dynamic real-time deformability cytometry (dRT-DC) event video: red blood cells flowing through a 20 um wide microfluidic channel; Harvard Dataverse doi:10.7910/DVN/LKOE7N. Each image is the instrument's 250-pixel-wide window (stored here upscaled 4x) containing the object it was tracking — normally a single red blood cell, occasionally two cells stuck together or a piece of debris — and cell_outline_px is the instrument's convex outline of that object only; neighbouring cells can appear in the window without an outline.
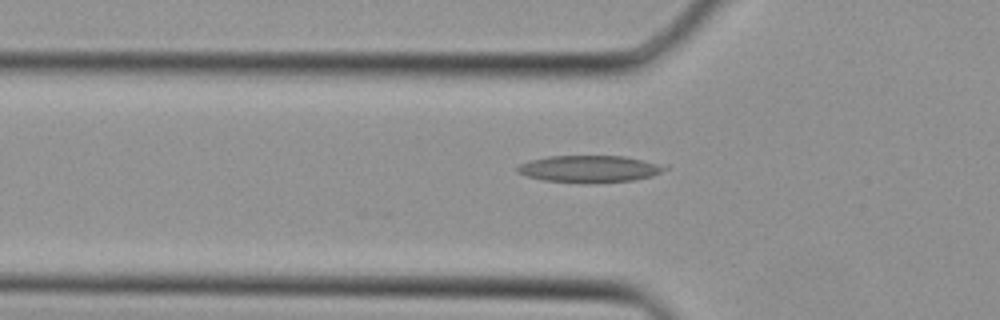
{"species": "Egyptian fruit bat (a non-hibernating species)", "species_latin": "Rousettus aegyptiacus", "temperature_condition": "cold", "stored_images_in_passage": 25, "camera_frame_rate_fps": 3000, "um_per_image_px": 0.085, "animal": {"sex": "female"}, "frame": {"image": 1, "passage_image": 3, "time_ms": 0.667, "image_size_px": [1000, 320], "cell_outline_px": [[668, 168], [652, 176], [632, 180], [592, 184], [544, 180], [528, 176], [516, 172], [516, 168], [520, 164], [528, 160], [548, 156], [624, 156], [668, 164]], "centroid_in_image_um": [50.14, 14.35], "position_along_channel_um": 75.7, "area_um2": 23.47}}
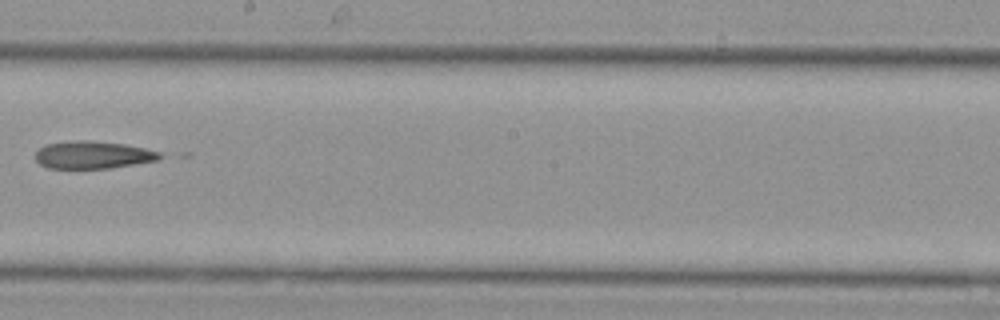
{"frame": {"image": 2, "passage_image": 12, "time_ms": 3.667, "image_size_px": [1000, 320], "cell_outline_px": [[164, 156], [156, 160], [108, 168], [48, 168], [40, 164], [36, 160], [36, 152], [44, 144], [76, 140], [88, 140], [124, 144], [144, 148], [160, 152]], "centroid_in_image_um": [7.87, 13.16], "position_along_channel_um": 240.3, "area_um2": 19.77}}
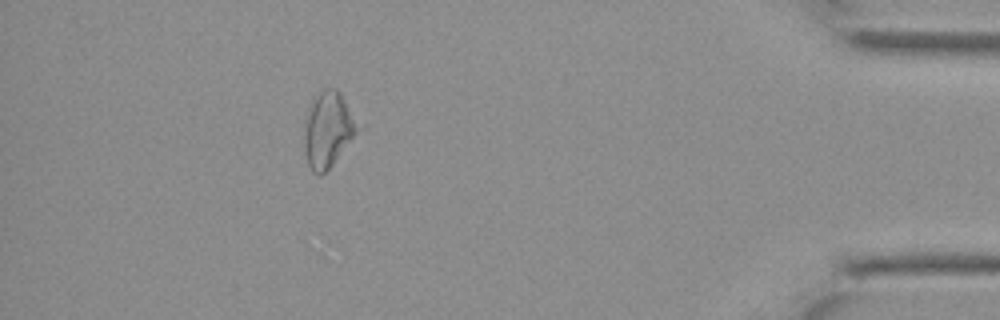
{"frame": {"image": 3, "passage_image": 24, "time_ms": 7.667, "image_size_px": [1000, 320], "cell_outline_px": [[364, 128], [332, 164], [320, 176], [312, 172], [308, 164], [304, 148], [304, 124], [312, 96], [324, 88], [336, 88], [340, 92]], "centroid_in_image_um": [27.92, 10.98], "position_along_channel_um": 407.3, "area_um2": 24.28}}